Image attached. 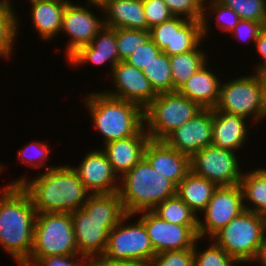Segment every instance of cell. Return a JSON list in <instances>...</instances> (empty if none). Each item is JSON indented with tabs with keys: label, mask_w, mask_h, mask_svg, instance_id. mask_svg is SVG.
<instances>
[{
	"label": "cell",
	"mask_w": 266,
	"mask_h": 266,
	"mask_svg": "<svg viewBox=\"0 0 266 266\" xmlns=\"http://www.w3.org/2000/svg\"><path fill=\"white\" fill-rule=\"evenodd\" d=\"M207 62L201 66L177 91L202 109H214L219 100V79L210 70Z\"/></svg>",
	"instance_id": "603a6c76"
},
{
	"label": "cell",
	"mask_w": 266,
	"mask_h": 266,
	"mask_svg": "<svg viewBox=\"0 0 266 266\" xmlns=\"http://www.w3.org/2000/svg\"><path fill=\"white\" fill-rule=\"evenodd\" d=\"M161 52L158 46L149 39L145 44L139 45V47L125 59V62L142 70Z\"/></svg>",
	"instance_id": "74e56055"
},
{
	"label": "cell",
	"mask_w": 266,
	"mask_h": 266,
	"mask_svg": "<svg viewBox=\"0 0 266 266\" xmlns=\"http://www.w3.org/2000/svg\"><path fill=\"white\" fill-rule=\"evenodd\" d=\"M255 73L261 83L263 104H264V109L266 111V68L259 69L255 71Z\"/></svg>",
	"instance_id": "f6af8a7d"
},
{
	"label": "cell",
	"mask_w": 266,
	"mask_h": 266,
	"mask_svg": "<svg viewBox=\"0 0 266 266\" xmlns=\"http://www.w3.org/2000/svg\"><path fill=\"white\" fill-rule=\"evenodd\" d=\"M144 158L156 172L176 186L191 171L190 157L169 147L164 141L150 139L144 150Z\"/></svg>",
	"instance_id": "d6986e66"
},
{
	"label": "cell",
	"mask_w": 266,
	"mask_h": 266,
	"mask_svg": "<svg viewBox=\"0 0 266 266\" xmlns=\"http://www.w3.org/2000/svg\"><path fill=\"white\" fill-rule=\"evenodd\" d=\"M71 65L92 62L101 65L107 61L111 62V68L119 62V54L116 42V29L105 26L93 38L90 44L79 47L68 58Z\"/></svg>",
	"instance_id": "44dd1931"
},
{
	"label": "cell",
	"mask_w": 266,
	"mask_h": 266,
	"mask_svg": "<svg viewBox=\"0 0 266 266\" xmlns=\"http://www.w3.org/2000/svg\"><path fill=\"white\" fill-rule=\"evenodd\" d=\"M111 71L117 90L107 91V95L134 103L143 110L157 96L142 70L125 61H119Z\"/></svg>",
	"instance_id": "2e32d148"
},
{
	"label": "cell",
	"mask_w": 266,
	"mask_h": 266,
	"mask_svg": "<svg viewBox=\"0 0 266 266\" xmlns=\"http://www.w3.org/2000/svg\"><path fill=\"white\" fill-rule=\"evenodd\" d=\"M217 186L190 171L177 185L176 194L196 213L208 205Z\"/></svg>",
	"instance_id": "484cf974"
},
{
	"label": "cell",
	"mask_w": 266,
	"mask_h": 266,
	"mask_svg": "<svg viewBox=\"0 0 266 266\" xmlns=\"http://www.w3.org/2000/svg\"><path fill=\"white\" fill-rule=\"evenodd\" d=\"M92 266H152L147 260H124L116 262H94Z\"/></svg>",
	"instance_id": "7bdbcfd3"
},
{
	"label": "cell",
	"mask_w": 266,
	"mask_h": 266,
	"mask_svg": "<svg viewBox=\"0 0 266 266\" xmlns=\"http://www.w3.org/2000/svg\"><path fill=\"white\" fill-rule=\"evenodd\" d=\"M213 109H202L197 115L172 131L163 141L190 158L200 149L212 145Z\"/></svg>",
	"instance_id": "9a60e30c"
},
{
	"label": "cell",
	"mask_w": 266,
	"mask_h": 266,
	"mask_svg": "<svg viewBox=\"0 0 266 266\" xmlns=\"http://www.w3.org/2000/svg\"><path fill=\"white\" fill-rule=\"evenodd\" d=\"M70 255H79L71 213H37L32 249L24 264H36L51 256Z\"/></svg>",
	"instance_id": "8992f818"
},
{
	"label": "cell",
	"mask_w": 266,
	"mask_h": 266,
	"mask_svg": "<svg viewBox=\"0 0 266 266\" xmlns=\"http://www.w3.org/2000/svg\"><path fill=\"white\" fill-rule=\"evenodd\" d=\"M240 186L243 200L253 203V207L244 204L245 210L266 217V169H257L243 174Z\"/></svg>",
	"instance_id": "4316f807"
},
{
	"label": "cell",
	"mask_w": 266,
	"mask_h": 266,
	"mask_svg": "<svg viewBox=\"0 0 266 266\" xmlns=\"http://www.w3.org/2000/svg\"><path fill=\"white\" fill-rule=\"evenodd\" d=\"M150 39L169 56L194 50L202 42V21L172 17L149 29Z\"/></svg>",
	"instance_id": "7c38bea8"
},
{
	"label": "cell",
	"mask_w": 266,
	"mask_h": 266,
	"mask_svg": "<svg viewBox=\"0 0 266 266\" xmlns=\"http://www.w3.org/2000/svg\"><path fill=\"white\" fill-rule=\"evenodd\" d=\"M0 197V245L22 266L33 245L37 212L20 185L9 184Z\"/></svg>",
	"instance_id": "3957f363"
},
{
	"label": "cell",
	"mask_w": 266,
	"mask_h": 266,
	"mask_svg": "<svg viewBox=\"0 0 266 266\" xmlns=\"http://www.w3.org/2000/svg\"><path fill=\"white\" fill-rule=\"evenodd\" d=\"M88 1V3H87V5L86 6H92V4H93V6H99L104 0H87ZM90 3V4H89Z\"/></svg>",
	"instance_id": "7dc6e473"
},
{
	"label": "cell",
	"mask_w": 266,
	"mask_h": 266,
	"mask_svg": "<svg viewBox=\"0 0 266 266\" xmlns=\"http://www.w3.org/2000/svg\"><path fill=\"white\" fill-rule=\"evenodd\" d=\"M254 74L221 83L215 109L245 118L254 114L256 121L265 118L261 83L256 73Z\"/></svg>",
	"instance_id": "30bf717a"
},
{
	"label": "cell",
	"mask_w": 266,
	"mask_h": 266,
	"mask_svg": "<svg viewBox=\"0 0 266 266\" xmlns=\"http://www.w3.org/2000/svg\"><path fill=\"white\" fill-rule=\"evenodd\" d=\"M245 117L213 109L212 145L238 150L247 138Z\"/></svg>",
	"instance_id": "cb8c5ba5"
},
{
	"label": "cell",
	"mask_w": 266,
	"mask_h": 266,
	"mask_svg": "<svg viewBox=\"0 0 266 266\" xmlns=\"http://www.w3.org/2000/svg\"><path fill=\"white\" fill-rule=\"evenodd\" d=\"M130 217L133 216L126 214L109 232L105 252L95 262L152 260L155 251L144 223L138 219L137 223L123 225Z\"/></svg>",
	"instance_id": "9c48e42d"
},
{
	"label": "cell",
	"mask_w": 266,
	"mask_h": 266,
	"mask_svg": "<svg viewBox=\"0 0 266 266\" xmlns=\"http://www.w3.org/2000/svg\"><path fill=\"white\" fill-rule=\"evenodd\" d=\"M101 21L82 5H73L70 1L66 4L60 31L71 37L65 52L67 58L79 47L92 42L93 38L104 27V19Z\"/></svg>",
	"instance_id": "e0dca14e"
},
{
	"label": "cell",
	"mask_w": 266,
	"mask_h": 266,
	"mask_svg": "<svg viewBox=\"0 0 266 266\" xmlns=\"http://www.w3.org/2000/svg\"><path fill=\"white\" fill-rule=\"evenodd\" d=\"M152 266H194L193 249H182L157 253Z\"/></svg>",
	"instance_id": "d590c367"
},
{
	"label": "cell",
	"mask_w": 266,
	"mask_h": 266,
	"mask_svg": "<svg viewBox=\"0 0 266 266\" xmlns=\"http://www.w3.org/2000/svg\"><path fill=\"white\" fill-rule=\"evenodd\" d=\"M139 219L144 223L155 254L165 251L193 249L198 226H185L167 222L153 211H142Z\"/></svg>",
	"instance_id": "5bb4252c"
},
{
	"label": "cell",
	"mask_w": 266,
	"mask_h": 266,
	"mask_svg": "<svg viewBox=\"0 0 266 266\" xmlns=\"http://www.w3.org/2000/svg\"><path fill=\"white\" fill-rule=\"evenodd\" d=\"M83 102L94 127L104 136V144L134 136L144 127V110L134 103L103 92L92 93Z\"/></svg>",
	"instance_id": "5b68a950"
},
{
	"label": "cell",
	"mask_w": 266,
	"mask_h": 266,
	"mask_svg": "<svg viewBox=\"0 0 266 266\" xmlns=\"http://www.w3.org/2000/svg\"><path fill=\"white\" fill-rule=\"evenodd\" d=\"M255 260H260L261 265L266 266V235L259 246V250L254 261Z\"/></svg>",
	"instance_id": "bcb514c9"
},
{
	"label": "cell",
	"mask_w": 266,
	"mask_h": 266,
	"mask_svg": "<svg viewBox=\"0 0 266 266\" xmlns=\"http://www.w3.org/2000/svg\"><path fill=\"white\" fill-rule=\"evenodd\" d=\"M30 150L32 151H36L35 153H37V154H35L36 156L37 155H39L38 157H39V159H41V162L42 163H35L34 162V160H35V158H34V160H33V158L31 157H29L27 154H30L29 152H30ZM49 148H48V146L46 145V144H44L43 142H33V143H31V144H28L27 145V147L25 148V149H21V151H19V156H21L20 158V160H22L24 163H26L27 165H30V163H31V165L32 166H30V167H35V168H42L43 166L44 167H46L47 166V164H43L44 163V161L46 160V159H48V157H49ZM38 159V158H37ZM46 165V166H45Z\"/></svg>",
	"instance_id": "ab89813d"
},
{
	"label": "cell",
	"mask_w": 266,
	"mask_h": 266,
	"mask_svg": "<svg viewBox=\"0 0 266 266\" xmlns=\"http://www.w3.org/2000/svg\"><path fill=\"white\" fill-rule=\"evenodd\" d=\"M202 108L178 91L159 93L144 109V126L151 140L163 141ZM149 129V130H148Z\"/></svg>",
	"instance_id": "ba28073f"
},
{
	"label": "cell",
	"mask_w": 266,
	"mask_h": 266,
	"mask_svg": "<svg viewBox=\"0 0 266 266\" xmlns=\"http://www.w3.org/2000/svg\"><path fill=\"white\" fill-rule=\"evenodd\" d=\"M231 8L242 20L266 24V0H218Z\"/></svg>",
	"instance_id": "836d02e7"
},
{
	"label": "cell",
	"mask_w": 266,
	"mask_h": 266,
	"mask_svg": "<svg viewBox=\"0 0 266 266\" xmlns=\"http://www.w3.org/2000/svg\"><path fill=\"white\" fill-rule=\"evenodd\" d=\"M149 141L150 136L143 127L134 136L106 143L103 151L114 172L120 174L121 178L144 157V150Z\"/></svg>",
	"instance_id": "ffe728a7"
},
{
	"label": "cell",
	"mask_w": 266,
	"mask_h": 266,
	"mask_svg": "<svg viewBox=\"0 0 266 266\" xmlns=\"http://www.w3.org/2000/svg\"><path fill=\"white\" fill-rule=\"evenodd\" d=\"M69 0H41L31 3L32 24L41 36L51 40L60 32L63 10Z\"/></svg>",
	"instance_id": "d4e9b609"
},
{
	"label": "cell",
	"mask_w": 266,
	"mask_h": 266,
	"mask_svg": "<svg viewBox=\"0 0 266 266\" xmlns=\"http://www.w3.org/2000/svg\"><path fill=\"white\" fill-rule=\"evenodd\" d=\"M243 192L240 184L233 186L217 187L212 197L202 211L204 222L198 220V236L212 237L222 227L226 226L233 218L240 215L244 210Z\"/></svg>",
	"instance_id": "4fadbf2b"
},
{
	"label": "cell",
	"mask_w": 266,
	"mask_h": 266,
	"mask_svg": "<svg viewBox=\"0 0 266 266\" xmlns=\"http://www.w3.org/2000/svg\"><path fill=\"white\" fill-rule=\"evenodd\" d=\"M125 215L118 192L89 196L82 208L71 213L78 254L91 264L100 259L109 232Z\"/></svg>",
	"instance_id": "6da1fadb"
},
{
	"label": "cell",
	"mask_w": 266,
	"mask_h": 266,
	"mask_svg": "<svg viewBox=\"0 0 266 266\" xmlns=\"http://www.w3.org/2000/svg\"><path fill=\"white\" fill-rule=\"evenodd\" d=\"M99 7L107 16L105 26L147 30L143 0H104Z\"/></svg>",
	"instance_id": "7402d4cb"
},
{
	"label": "cell",
	"mask_w": 266,
	"mask_h": 266,
	"mask_svg": "<svg viewBox=\"0 0 266 266\" xmlns=\"http://www.w3.org/2000/svg\"><path fill=\"white\" fill-rule=\"evenodd\" d=\"M120 179L118 193L129 215L152 211L160 202L176 195L177 186L156 172L144 157Z\"/></svg>",
	"instance_id": "277c9868"
},
{
	"label": "cell",
	"mask_w": 266,
	"mask_h": 266,
	"mask_svg": "<svg viewBox=\"0 0 266 266\" xmlns=\"http://www.w3.org/2000/svg\"><path fill=\"white\" fill-rule=\"evenodd\" d=\"M9 0H0V56L9 58L17 35V16Z\"/></svg>",
	"instance_id": "4dcf8cb0"
},
{
	"label": "cell",
	"mask_w": 266,
	"mask_h": 266,
	"mask_svg": "<svg viewBox=\"0 0 266 266\" xmlns=\"http://www.w3.org/2000/svg\"><path fill=\"white\" fill-rule=\"evenodd\" d=\"M76 171L82 184L91 194H111L119 191V177L114 172L103 150L89 151Z\"/></svg>",
	"instance_id": "ac0fdd59"
},
{
	"label": "cell",
	"mask_w": 266,
	"mask_h": 266,
	"mask_svg": "<svg viewBox=\"0 0 266 266\" xmlns=\"http://www.w3.org/2000/svg\"><path fill=\"white\" fill-rule=\"evenodd\" d=\"M152 211L170 223L198 226L199 217L177 194L160 202Z\"/></svg>",
	"instance_id": "f1b7e54d"
},
{
	"label": "cell",
	"mask_w": 266,
	"mask_h": 266,
	"mask_svg": "<svg viewBox=\"0 0 266 266\" xmlns=\"http://www.w3.org/2000/svg\"><path fill=\"white\" fill-rule=\"evenodd\" d=\"M191 171L212 181L217 187L240 184L243 174L232 150L213 145L200 149L190 158Z\"/></svg>",
	"instance_id": "8fae6325"
},
{
	"label": "cell",
	"mask_w": 266,
	"mask_h": 266,
	"mask_svg": "<svg viewBox=\"0 0 266 266\" xmlns=\"http://www.w3.org/2000/svg\"><path fill=\"white\" fill-rule=\"evenodd\" d=\"M150 39V32L139 29H116V42L119 54V61H125L141 44Z\"/></svg>",
	"instance_id": "d6a6232c"
},
{
	"label": "cell",
	"mask_w": 266,
	"mask_h": 266,
	"mask_svg": "<svg viewBox=\"0 0 266 266\" xmlns=\"http://www.w3.org/2000/svg\"><path fill=\"white\" fill-rule=\"evenodd\" d=\"M198 240H200V238L196 240L193 247L194 266H233L235 262L238 263L215 242L200 253L196 250V243Z\"/></svg>",
	"instance_id": "e575fe53"
},
{
	"label": "cell",
	"mask_w": 266,
	"mask_h": 266,
	"mask_svg": "<svg viewBox=\"0 0 266 266\" xmlns=\"http://www.w3.org/2000/svg\"><path fill=\"white\" fill-rule=\"evenodd\" d=\"M47 167L48 170L33 181L22 177L12 185H20L27 192L37 213H72L82 208L87 196L92 194L73 167Z\"/></svg>",
	"instance_id": "7a4b0ae2"
},
{
	"label": "cell",
	"mask_w": 266,
	"mask_h": 266,
	"mask_svg": "<svg viewBox=\"0 0 266 266\" xmlns=\"http://www.w3.org/2000/svg\"><path fill=\"white\" fill-rule=\"evenodd\" d=\"M76 257H79V255L51 256L48 258L40 259L36 264H23L22 266H92V264L84 256H80V262H73Z\"/></svg>",
	"instance_id": "b9f144b4"
},
{
	"label": "cell",
	"mask_w": 266,
	"mask_h": 266,
	"mask_svg": "<svg viewBox=\"0 0 266 266\" xmlns=\"http://www.w3.org/2000/svg\"><path fill=\"white\" fill-rule=\"evenodd\" d=\"M255 43L257 47V52L261 54V57L264 59L262 65L259 64V66H257L258 68H256L255 70L257 71L259 69L266 68V27H264V29L260 32Z\"/></svg>",
	"instance_id": "ee69618b"
},
{
	"label": "cell",
	"mask_w": 266,
	"mask_h": 266,
	"mask_svg": "<svg viewBox=\"0 0 266 266\" xmlns=\"http://www.w3.org/2000/svg\"><path fill=\"white\" fill-rule=\"evenodd\" d=\"M209 10H213L216 12V19H217V26L222 31H229L232 32L233 28L238 24L240 21V17L237 13H235L231 8L223 5L218 0H210ZM220 23V24H219Z\"/></svg>",
	"instance_id": "f35d334b"
},
{
	"label": "cell",
	"mask_w": 266,
	"mask_h": 266,
	"mask_svg": "<svg viewBox=\"0 0 266 266\" xmlns=\"http://www.w3.org/2000/svg\"><path fill=\"white\" fill-rule=\"evenodd\" d=\"M153 90L159 93L173 92L170 56L163 51L142 69Z\"/></svg>",
	"instance_id": "f546056e"
},
{
	"label": "cell",
	"mask_w": 266,
	"mask_h": 266,
	"mask_svg": "<svg viewBox=\"0 0 266 266\" xmlns=\"http://www.w3.org/2000/svg\"><path fill=\"white\" fill-rule=\"evenodd\" d=\"M174 17L185 15L187 20L202 21V37L207 32L205 0H164ZM205 4V5H204ZM206 22V23H205Z\"/></svg>",
	"instance_id": "1f68e13d"
},
{
	"label": "cell",
	"mask_w": 266,
	"mask_h": 266,
	"mask_svg": "<svg viewBox=\"0 0 266 266\" xmlns=\"http://www.w3.org/2000/svg\"><path fill=\"white\" fill-rule=\"evenodd\" d=\"M170 56L173 91H177L187 80L207 62V55L197 50Z\"/></svg>",
	"instance_id": "83f0119b"
},
{
	"label": "cell",
	"mask_w": 266,
	"mask_h": 266,
	"mask_svg": "<svg viewBox=\"0 0 266 266\" xmlns=\"http://www.w3.org/2000/svg\"><path fill=\"white\" fill-rule=\"evenodd\" d=\"M265 24L260 22H255L251 20H242L238 22V24L233 28L232 32L230 34H237L238 38L240 37V40L245 38H248V40L252 39L254 41L257 40V37L259 36L260 32L264 29Z\"/></svg>",
	"instance_id": "60d3db41"
},
{
	"label": "cell",
	"mask_w": 266,
	"mask_h": 266,
	"mask_svg": "<svg viewBox=\"0 0 266 266\" xmlns=\"http://www.w3.org/2000/svg\"><path fill=\"white\" fill-rule=\"evenodd\" d=\"M266 217L244 210L211 238L238 263L254 261L265 236Z\"/></svg>",
	"instance_id": "52a82bcc"
},
{
	"label": "cell",
	"mask_w": 266,
	"mask_h": 266,
	"mask_svg": "<svg viewBox=\"0 0 266 266\" xmlns=\"http://www.w3.org/2000/svg\"><path fill=\"white\" fill-rule=\"evenodd\" d=\"M31 1V3H33V2H37V1H41V0H30Z\"/></svg>",
	"instance_id": "c3c4849f"
},
{
	"label": "cell",
	"mask_w": 266,
	"mask_h": 266,
	"mask_svg": "<svg viewBox=\"0 0 266 266\" xmlns=\"http://www.w3.org/2000/svg\"><path fill=\"white\" fill-rule=\"evenodd\" d=\"M143 7L147 21V31L174 17L164 0H143Z\"/></svg>",
	"instance_id": "8d00e7d4"
}]
</instances>
